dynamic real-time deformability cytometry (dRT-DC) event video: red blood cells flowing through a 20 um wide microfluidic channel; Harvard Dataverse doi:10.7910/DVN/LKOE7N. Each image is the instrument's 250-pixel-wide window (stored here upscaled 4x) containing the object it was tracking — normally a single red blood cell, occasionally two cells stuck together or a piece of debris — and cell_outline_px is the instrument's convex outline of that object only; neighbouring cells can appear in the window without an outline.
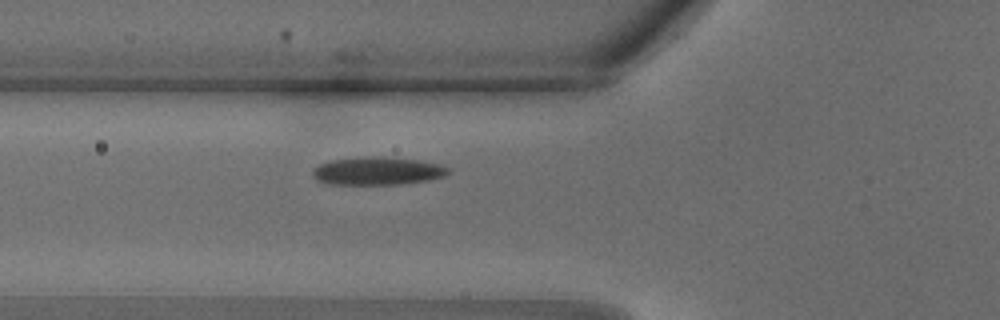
{"species": "common noctule bat (a hibernating species)", "species_latin": "Nyctalus noctula", "temperature_condition": "warm", "stored_images_in_passage": 22, "camera_frame_rate_fps": 3000, "um_per_image_px": 0.085, "animal": {"sex": "male", "body_mass_g": 18.8}, "frame": {"image": 1, "passage_image": 3, "time_ms": 0.667, "image_size_px": [1000, 320], "cell_outline_px": [[452, 172], [444, 176], [428, 180], [400, 184], [324, 184], [316, 180], [312, 176], [312, 172], [320, 164], [328, 160], [368, 156], [380, 156], [416, 160], [440, 164], [452, 168]], "centroid_in_image_um": [32.09, 14.53], "position_along_channel_um": 93.7, "area_um2": 22.31}}
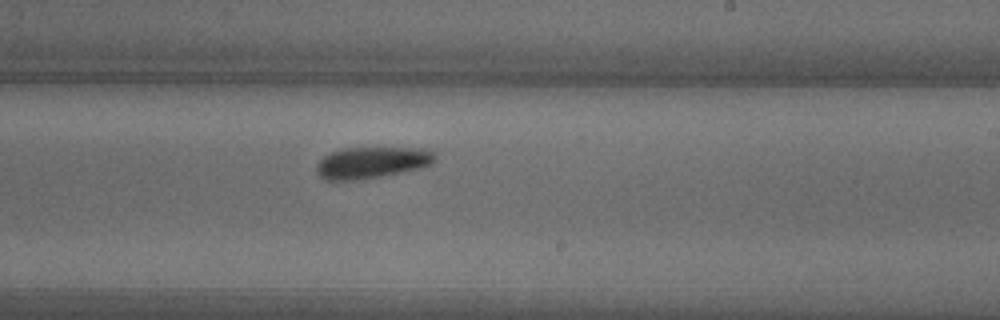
{"frame": {"image": 2, "passage_image": 11, "time_ms": 3.333, "image_size_px": [1000, 320], "cell_outline_px": [[436, 160], [432, 164], [424, 168], [404, 172], [360, 180], [324, 180], [316, 172], [316, 164], [324, 156], [340, 148], [432, 148], [436, 152]], "centroid_in_image_um": [31.67, 13.81], "position_along_channel_um": 257.3, "area_um2": 22.25}}
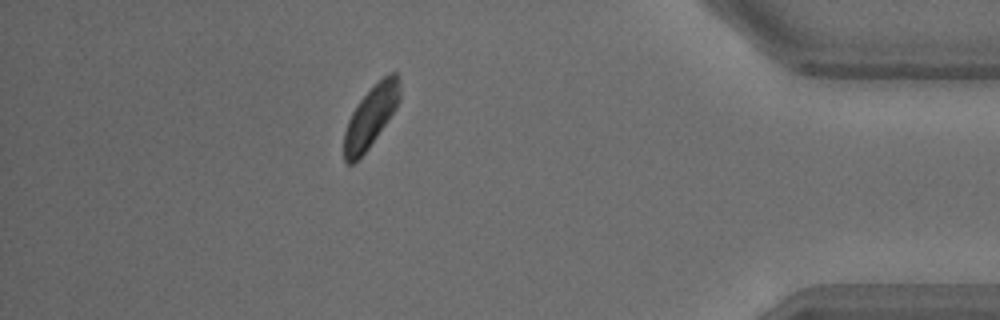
{"frame": {"image": 3, "passage_image": 20, "time_ms": 6.333, "image_size_px": [1000, 320], "cell_outline_px": [[400, 100], [396, 108], [388, 120], [368, 148], [352, 164], [348, 164], [344, 160], [344, 132], [348, 120], [356, 104], [384, 76], [392, 72], [396, 72], [400, 80]], "centroid_in_image_um": [31.52, 9.9], "position_along_channel_um": 403.7, "area_um2": 19.54}}